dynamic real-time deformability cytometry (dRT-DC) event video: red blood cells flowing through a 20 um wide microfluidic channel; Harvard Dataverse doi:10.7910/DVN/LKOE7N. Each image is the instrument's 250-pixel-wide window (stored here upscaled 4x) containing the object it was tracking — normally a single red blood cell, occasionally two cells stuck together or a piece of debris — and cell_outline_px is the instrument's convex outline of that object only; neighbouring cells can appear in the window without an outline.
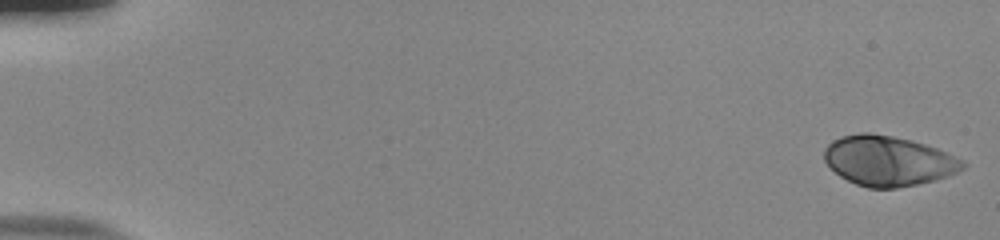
{"species": "human", "species_latin": "Homo sapiens", "temperature_condition": "room temperature", "stored_images_in_passage": 53, "camera_frame_rate_fps": 3000, "um_per_image_px": 0.085, "donor": {"sex": "male"}, "frame": {"image": 1, "passage_image": 1, "time_ms": 0.0, "image_size_px": [1000, 240], "cell_outline_px": [[968, 164], [964, 168], [956, 172], [932, 180], [916, 184], [896, 188], [868, 188], [856, 184], [840, 176], [824, 160], [824, 148], [832, 140], [844, 136], [860, 132], [868, 132], [892, 136], [912, 140], [936, 148], [964, 160]], "centroid_in_image_um": [75.49, 13.66], "position_along_channel_um": 9.5, "area_um2": 40.06}}
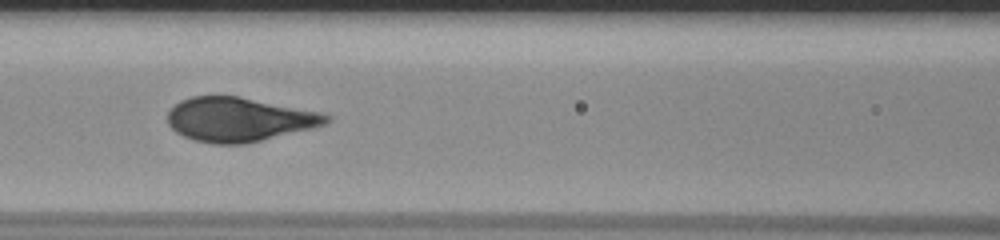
{"frame": {"image": 2, "passage_image": 25, "time_ms": 8.0, "image_size_px": [1000, 240], "cell_outline_px": [[332, 120], [328, 124], [312, 128], [244, 144], [212, 144], [196, 140], [184, 136], [176, 132], [168, 124], [168, 112], [180, 100], [192, 96], [240, 96], [324, 112], [332, 116]], "centroid_in_image_um": [20.38, 10.14], "position_along_channel_um": 146.2, "area_um2": 41.04}}
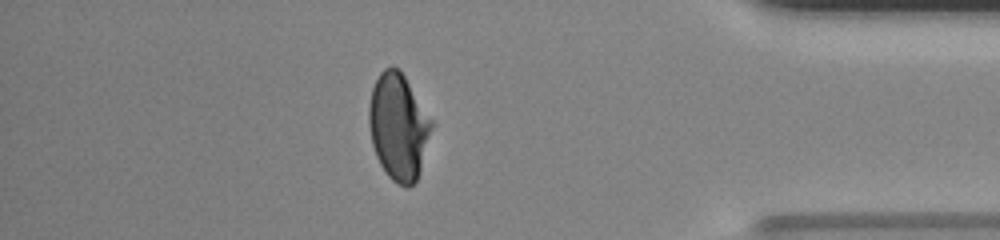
{"frame": {"image": 3, "passage_image": 47, "time_ms": 15.333, "image_size_px": [1000, 240], "cell_outline_px": [[432, 128], [420, 168], [416, 180], [408, 188], [396, 184], [388, 176], [380, 164], [376, 156], [372, 144], [368, 124], [368, 108], [372, 88], [380, 72], [384, 68], [392, 64], [400, 68], [432, 120]], "centroid_in_image_um": [33.84, 10.73], "position_along_channel_um": 401.4, "area_um2": 38.84}, "authors_computed_cell_mechanics": {"area_um2": 39.9976, "velocity_mm_per_s": 3.8681, "shape_relaxation_time_tau1_ms": 3.7415, "shape_relaxation_time_tau2_ms": null, "deformation_change_tau1": 0.194, "deformation_change_tau2": null}}